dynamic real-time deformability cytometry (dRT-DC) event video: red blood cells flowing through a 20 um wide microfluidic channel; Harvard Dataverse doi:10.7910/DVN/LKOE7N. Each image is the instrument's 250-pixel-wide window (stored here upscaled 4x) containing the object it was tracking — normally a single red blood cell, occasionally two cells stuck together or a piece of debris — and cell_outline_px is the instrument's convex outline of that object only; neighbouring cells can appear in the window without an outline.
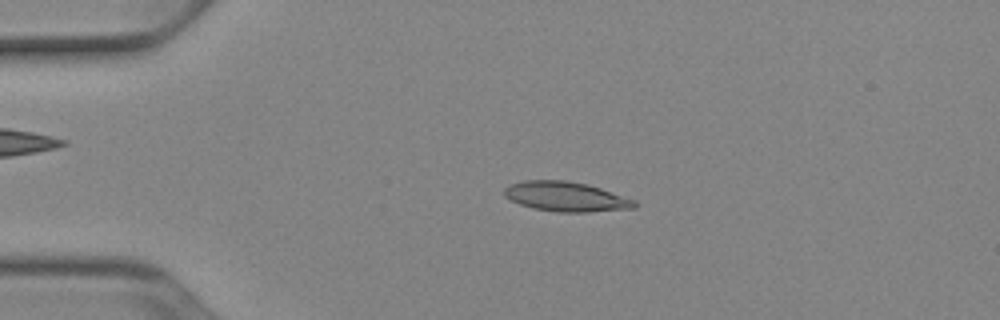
{"species": "Egyptian fruit bat (a non-hibernating species)", "species_latin": "Rousettus aegyptiacus", "temperature_condition": "cold", "stored_images_in_passage": 51, "camera_frame_rate_fps": 3000, "um_per_image_px": 0.085, "animal": {"sex": "female"}, "frame": {"image": 1, "passage_image": 11, "time_ms": 3.333, "image_size_px": [1000, 320], "cell_outline_px": [[636, 208], [588, 212], [556, 212], [536, 208], [520, 204], [504, 196], [504, 188], [512, 184], [524, 180], [568, 180], [588, 184], [636, 200]], "centroid_in_image_um": [48.13, 16.71], "position_along_channel_um": 36.9, "area_um2": 22.48}}
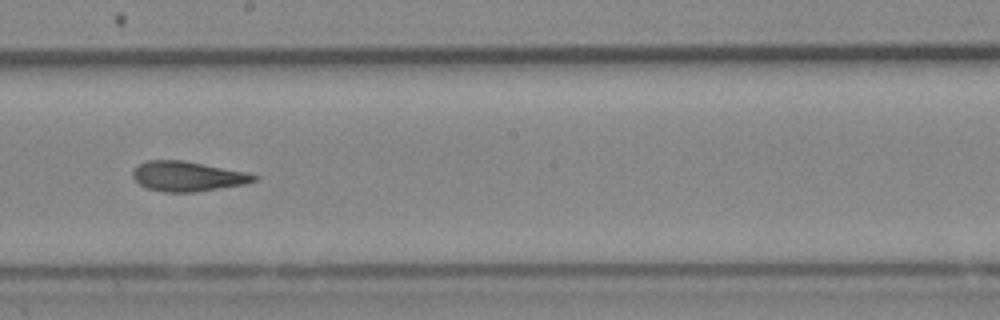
{"frame": {"image": 2, "passage_image": 29, "time_ms": 9.333, "image_size_px": [1000, 320], "cell_outline_px": [[260, 176], [256, 180], [244, 184], [192, 192], [164, 192], [148, 188], [140, 184], [132, 176], [132, 172], [140, 164], [148, 160], [184, 160], [244, 172]], "centroid_in_image_um": [15.93, 14.98], "position_along_channel_um": 232.3, "area_um2": 20.75}}
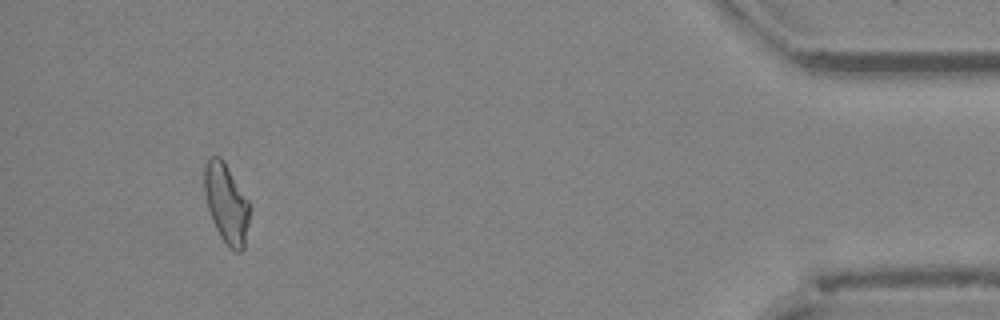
{"frame": {"image": 3, "passage_image": 48, "time_ms": 15.667, "image_size_px": [1000, 320], "cell_outline_px": [[252, 208], [244, 248], [240, 252], [236, 252], [228, 248], [220, 236], [212, 220], [208, 208], [204, 192], [204, 168], [208, 160], [212, 156], [220, 156], [224, 160], [248, 200]], "centroid_in_image_um": [19.27, 17.32], "position_along_channel_um": 415.9, "area_um2": 21.27}, "authors_computed_cell_mechanics": {"area_um2": 21.3282, "velocity_mm_per_s": 3.9022, "shape_relaxation_time_tau1_ms": null, "shape_relaxation_time_tau2_ms": 3.5823, "deformation_change_tau1": null, "deformation_change_tau2": 0.1226}}